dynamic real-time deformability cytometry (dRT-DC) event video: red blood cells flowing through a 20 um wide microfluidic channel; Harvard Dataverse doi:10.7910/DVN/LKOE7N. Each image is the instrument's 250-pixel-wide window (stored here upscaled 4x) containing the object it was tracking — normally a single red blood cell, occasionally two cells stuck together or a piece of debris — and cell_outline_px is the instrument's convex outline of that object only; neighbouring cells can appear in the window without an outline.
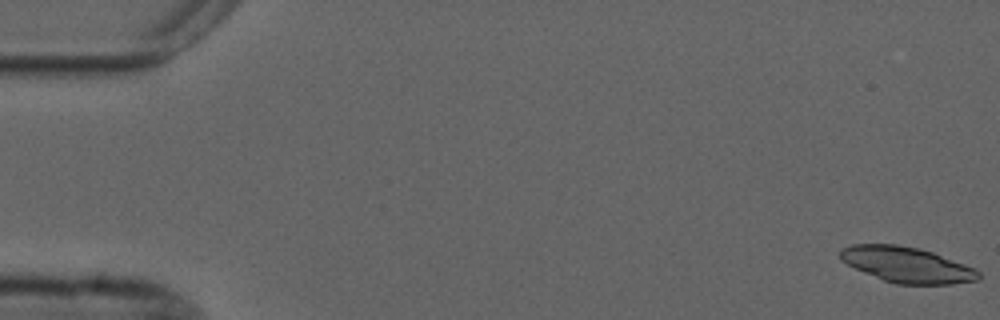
{"species": "common noctule bat (a hibernating species)", "species_latin": "Nyctalus noctula", "temperature_condition": "cold", "stored_images_in_passage": 5, "camera_frame_rate_fps": 3000, "um_per_image_px": 0.085, "animal": {"sex": "male", "forearm_length_mm": 52.5}, "frame": {"image": 1, "passage_image": 1, "time_ms": 0.0, "image_size_px": [1000, 320], "cell_outline_px": [[980, 280], [952, 284], [896, 284], [884, 280], [856, 268], [840, 260], [840, 248], [852, 244], [896, 244], [920, 248], [932, 252], [976, 268], [980, 272]], "centroid_in_image_um": [77.11, 22.5], "position_along_channel_um": 7.9, "area_um2": 28.67}}